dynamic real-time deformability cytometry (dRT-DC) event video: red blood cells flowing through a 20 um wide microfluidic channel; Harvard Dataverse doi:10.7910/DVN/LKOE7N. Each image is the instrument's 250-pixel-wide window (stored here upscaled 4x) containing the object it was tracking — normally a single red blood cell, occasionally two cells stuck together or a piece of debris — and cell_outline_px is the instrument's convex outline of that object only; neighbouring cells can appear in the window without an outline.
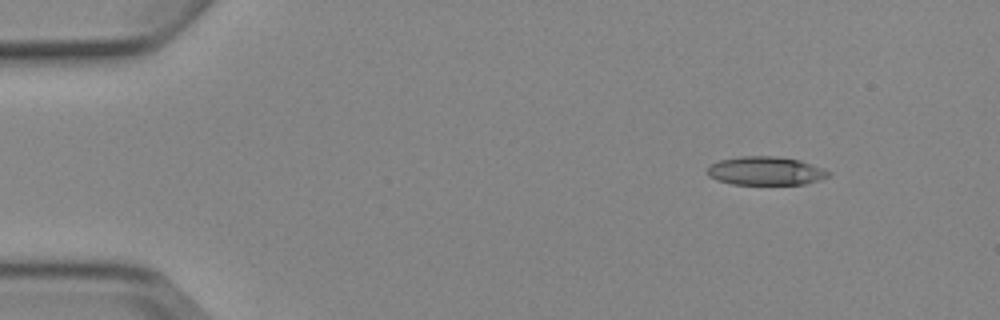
{"species": "Egyptian fruit bat (a non-hibernating species)", "species_latin": "Rousettus aegyptiacus", "temperature_condition": "cold", "stored_images_in_passage": 7, "camera_frame_rate_fps": 3000, "um_per_image_px": 0.085, "animal": {"sex": "female"}, "frame": {"image": 1, "passage_image": 1, "time_ms": 0.0, "image_size_px": [1000, 320], "cell_outline_px": [[832, 172], [828, 176], [820, 180], [804, 184], [732, 184], [716, 180], [708, 176], [708, 168], [712, 164], [720, 160], [740, 156], [776, 156], [800, 160], [824, 168]], "centroid_in_image_um": [65.1, 14.52], "position_along_channel_um": 19.9, "area_um2": 20.17}}
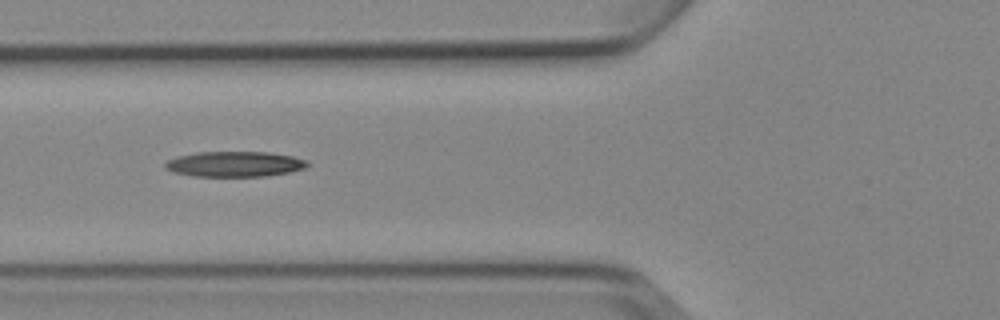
{"frame": {"image": 2, "passage_image": 5, "time_ms": 4.667, "image_size_px": [1000, 320], "cell_outline_px": [[308, 164], [304, 168], [288, 172], [264, 176], [192, 176], [172, 172], [164, 168], [164, 164], [168, 160], [176, 156], [196, 152], [268, 152], [292, 156], [308, 160]], "centroid_in_image_um": [19.89, 13.94], "position_along_channel_um": 105.9, "area_um2": 21.04}}
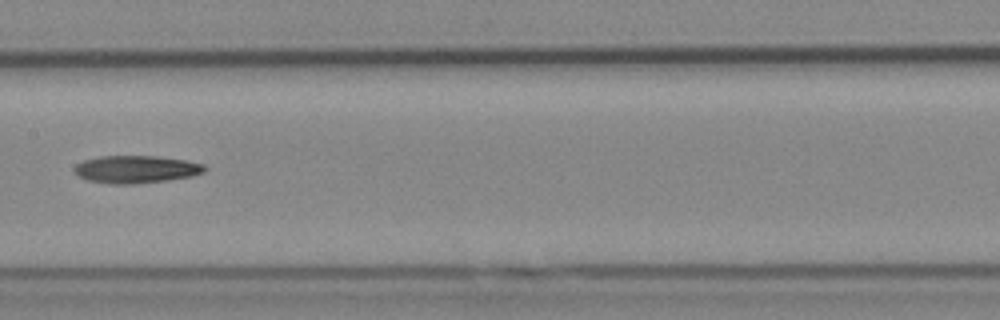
{"frame": {"image": 3, "passage_image": 7, "time_ms": 7.0, "image_size_px": [1000, 320], "cell_outline_px": [[208, 168], [204, 172], [192, 176], [168, 180], [132, 184], [108, 184], [88, 180], [80, 176], [72, 168], [76, 164], [84, 160], [100, 156], [156, 156], [184, 160], [204, 164]], "centroid_in_image_um": [11.57, 14.39], "position_along_channel_um": 195.8, "area_um2": 20.92}}